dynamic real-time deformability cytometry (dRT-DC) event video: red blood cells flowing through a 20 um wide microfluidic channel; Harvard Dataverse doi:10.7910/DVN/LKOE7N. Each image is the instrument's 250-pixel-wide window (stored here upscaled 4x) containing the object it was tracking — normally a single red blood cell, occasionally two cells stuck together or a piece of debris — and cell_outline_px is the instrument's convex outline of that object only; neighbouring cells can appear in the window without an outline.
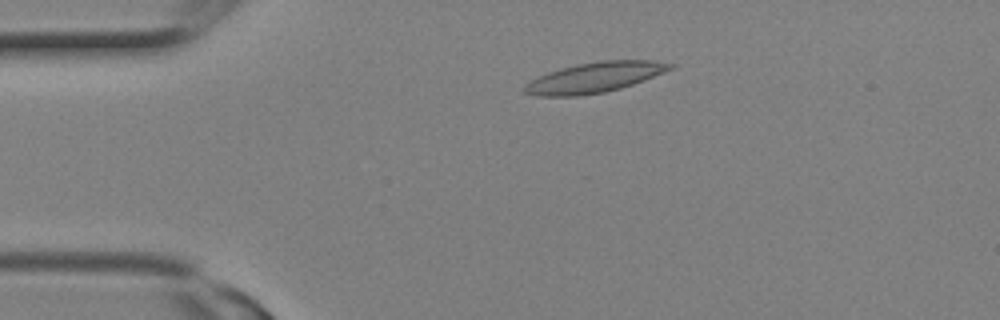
{"species": "Egyptian fruit bat (a non-hibernating species)", "species_latin": "Rousettus aegyptiacus", "temperature_condition": "room temperature", "stored_images_in_passage": 7, "camera_frame_rate_fps": 3000, "um_per_image_px": 0.085, "animal": {"sex": "female"}, "frame": {"image": 1, "passage_image": 3, "time_ms": 0.667, "image_size_px": [1000, 320], "cell_outline_px": [[676, 68], [644, 80], [620, 88], [604, 92], [580, 96], [536, 96], [524, 92], [524, 84], [528, 80], [548, 72], [560, 68], [576, 64], [600, 60], [652, 60], [676, 64]], "centroid_in_image_um": [50.54, 6.57], "position_along_channel_um": 34.5, "area_um2": 25.95}}
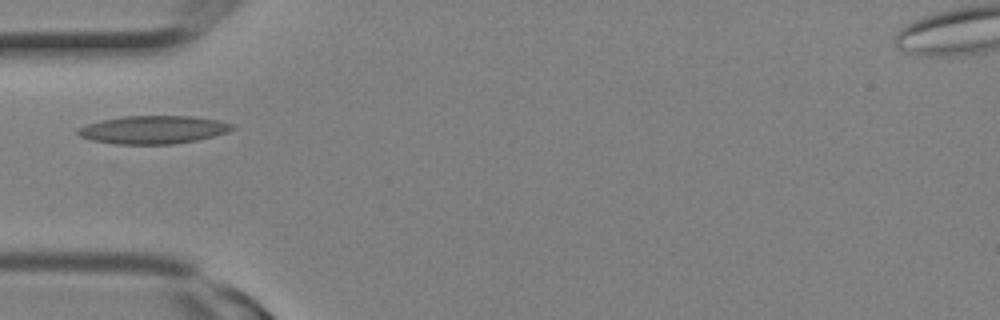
{"frame": {"image": 2, "passage_image": 6, "time_ms": 1.667, "image_size_px": [1000, 320], "cell_outline_px": [[236, 128], [228, 132], [196, 140], [172, 144], [116, 144], [92, 140], [80, 136], [76, 132], [76, 128], [100, 120], [124, 116], [192, 116], [216, 120], [236, 124]], "centroid_in_image_um": [13.03, 11.02], "position_along_channel_um": 72.0, "area_um2": 25.26}}